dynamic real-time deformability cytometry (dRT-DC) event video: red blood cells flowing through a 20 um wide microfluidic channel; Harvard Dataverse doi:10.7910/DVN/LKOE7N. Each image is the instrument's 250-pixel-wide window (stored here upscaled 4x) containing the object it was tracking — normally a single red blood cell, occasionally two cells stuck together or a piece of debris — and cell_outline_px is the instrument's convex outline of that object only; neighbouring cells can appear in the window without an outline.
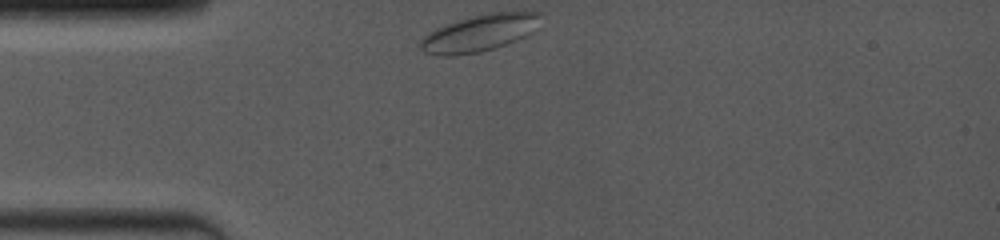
{"species": "common noctule bat (a hibernating species)", "species_latin": "Nyctalus noctula", "temperature_condition": "room temperature", "stored_images_in_passage": 10, "camera_frame_rate_fps": 4000, "um_per_image_px": 0.085, "animal": {"sex": "female", "body_mass_g": 19.0, "forearm_length_mm": 53.3}, "frame": {"image": 1, "passage_image": 1, "time_ms": 0.0, "image_size_px": [1000, 240], "cell_outline_px": [[540, 12], [532, 32], [516, 40], [496, 48], [480, 52], [452, 56], [436, 56], [424, 52], [416, 44], [428, 32], [436, 28], [456, 20], [472, 16], [492, 12]], "centroid_in_image_um": [40.63, 2.83], "position_along_channel_um": 44.4, "area_um2": 25.66}}
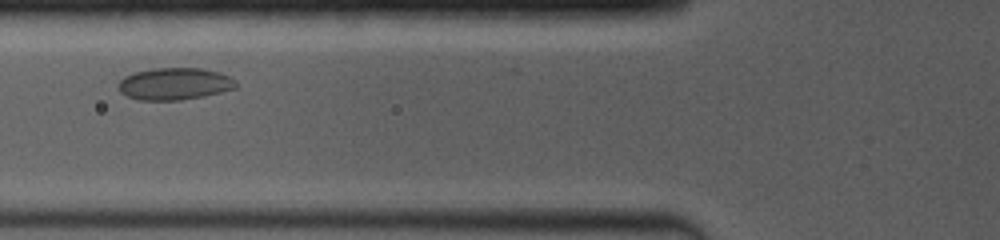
{"frame": {"image": 2, "passage_image": 7, "time_ms": 2.25, "image_size_px": [1000, 240], "cell_outline_px": [[236, 88], [204, 96], [180, 100], [140, 100], [128, 96], [120, 92], [116, 84], [124, 76], [136, 72], [152, 68], [204, 68], [220, 72], [236, 80]], "centroid_in_image_um": [14.83, 7.12], "position_along_channel_um": 111.0, "area_um2": 22.08}}
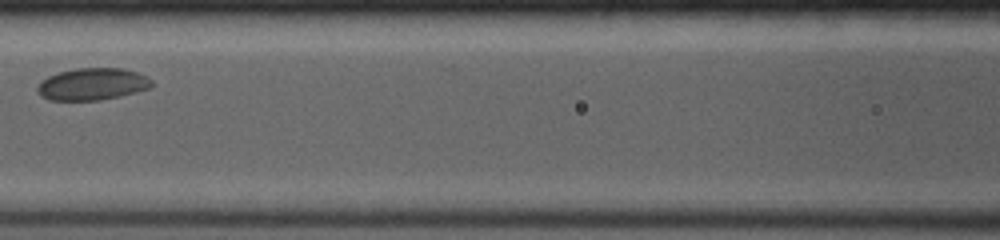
{"frame": {"image": 3, "passage_image": 9, "time_ms": 3.5, "image_size_px": [1000, 240], "cell_outline_px": [[152, 88], [120, 96], [100, 100], [48, 100], [40, 96], [36, 92], [36, 84], [40, 80], [48, 76], [60, 72], [76, 68], [124, 68], [136, 72], [152, 80]], "centroid_in_image_um": [7.8, 7.15], "position_along_channel_um": 158.8, "area_um2": 21.56}}